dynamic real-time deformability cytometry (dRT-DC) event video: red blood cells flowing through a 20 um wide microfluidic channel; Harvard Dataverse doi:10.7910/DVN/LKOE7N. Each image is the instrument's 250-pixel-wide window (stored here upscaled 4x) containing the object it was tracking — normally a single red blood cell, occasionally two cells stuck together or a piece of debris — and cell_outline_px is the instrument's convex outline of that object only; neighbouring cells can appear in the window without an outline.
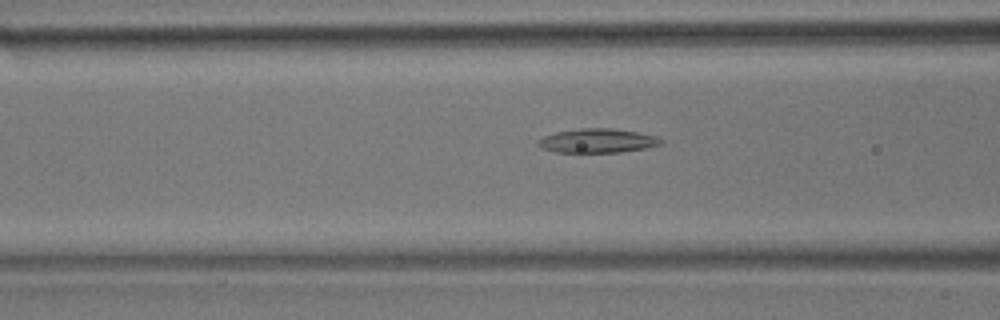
{"species": "common noctule bat (a hibernating species)", "species_latin": "Nyctalus noctula", "temperature_condition": "room temperature", "stored_images_in_passage": 40, "camera_frame_rate_fps": 3000, "um_per_image_px": 0.085, "animal": {"sex": "male", "body_mass_g": 17.9}, "frame": {"image": 1, "passage_image": 9, "time_ms": 2.667, "image_size_px": [1000, 320], "cell_outline_px": [[664, 140], [660, 144], [644, 148], [620, 152], [556, 152], [544, 148], [536, 144], [544, 136], [556, 132], [580, 128], [612, 128], [636, 132], [656, 136]], "centroid_in_image_um": [50.79, 11.95], "position_along_channel_um": 115.8, "area_um2": 16.99}}
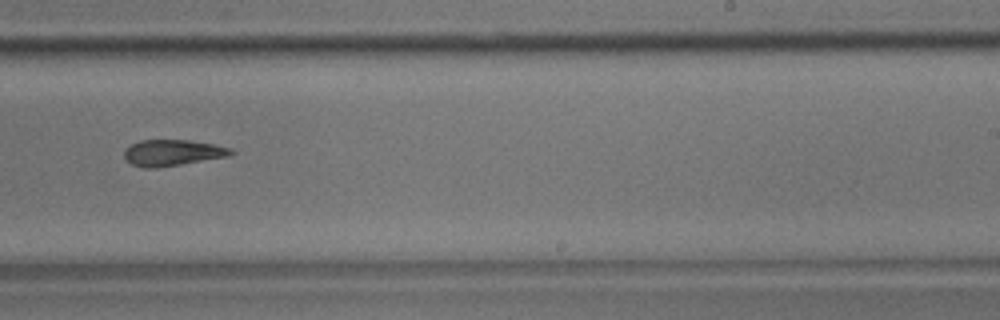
{"frame": {"image": 2, "passage_image": 21, "time_ms": 6.667, "image_size_px": [1000, 320], "cell_outline_px": [[236, 152], [228, 156], [156, 168], [144, 168], [132, 164], [124, 156], [124, 152], [132, 144], [140, 140], [188, 140], [212, 144], [232, 148]], "centroid_in_image_um": [14.68, 12.98], "position_along_channel_um": 274.3, "area_um2": 16.01}}
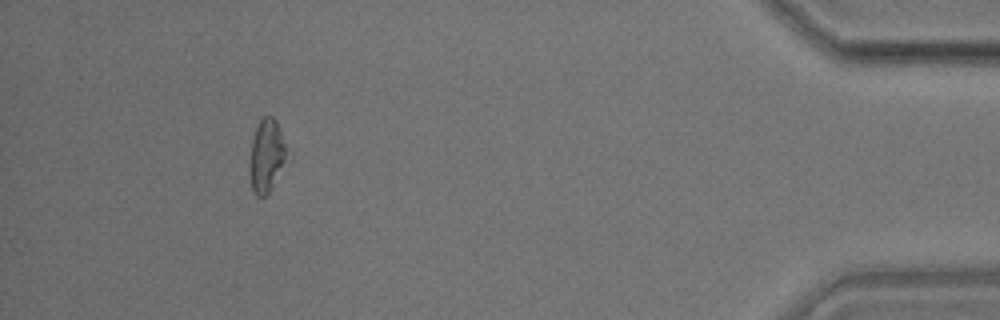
{"frame": {"image": 3, "passage_image": 36, "time_ms": 11.667, "image_size_px": [1000, 320], "cell_outline_px": [[292, 160], [272, 188], [264, 196], [256, 196], [252, 192], [248, 172], [248, 164], [252, 140], [256, 128], [260, 120], [264, 116], [272, 116], [276, 120], [292, 156]], "centroid_in_image_um": [22.73, 13.3], "position_along_channel_um": 412.5, "area_um2": 17.11}}